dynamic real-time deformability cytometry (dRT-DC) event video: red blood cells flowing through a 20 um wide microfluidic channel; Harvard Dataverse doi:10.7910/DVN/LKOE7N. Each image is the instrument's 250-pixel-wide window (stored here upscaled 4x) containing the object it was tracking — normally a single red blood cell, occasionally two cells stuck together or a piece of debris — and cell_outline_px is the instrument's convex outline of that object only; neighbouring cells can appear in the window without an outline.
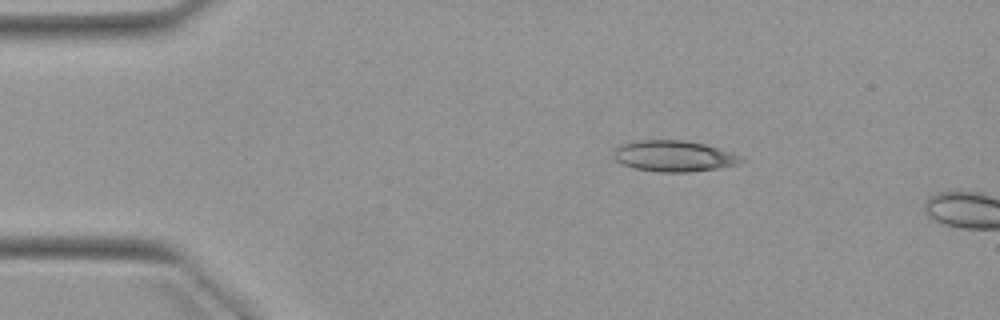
{"species": "Egyptian fruit bat (a non-hibernating species)", "species_latin": "Rousettus aegyptiacus", "temperature_condition": "warm", "stored_images_in_passage": 2, "camera_frame_rate_fps": 3000, "um_per_image_px": 0.085, "animal": {"sex": "female"}, "frame": {"image": 1, "passage_image": 1, "time_ms": 0.0, "image_size_px": [1000, 320], "cell_outline_px": [[744, 160], [740, 164], [720, 168], [688, 172], [656, 172], [632, 168], [620, 164], [612, 156], [612, 152], [616, 148], [632, 140], [688, 140], [704, 144], [728, 152]], "centroid_in_image_um": [57.19, 13.27], "position_along_channel_um": 27.8, "area_um2": 23.12}}